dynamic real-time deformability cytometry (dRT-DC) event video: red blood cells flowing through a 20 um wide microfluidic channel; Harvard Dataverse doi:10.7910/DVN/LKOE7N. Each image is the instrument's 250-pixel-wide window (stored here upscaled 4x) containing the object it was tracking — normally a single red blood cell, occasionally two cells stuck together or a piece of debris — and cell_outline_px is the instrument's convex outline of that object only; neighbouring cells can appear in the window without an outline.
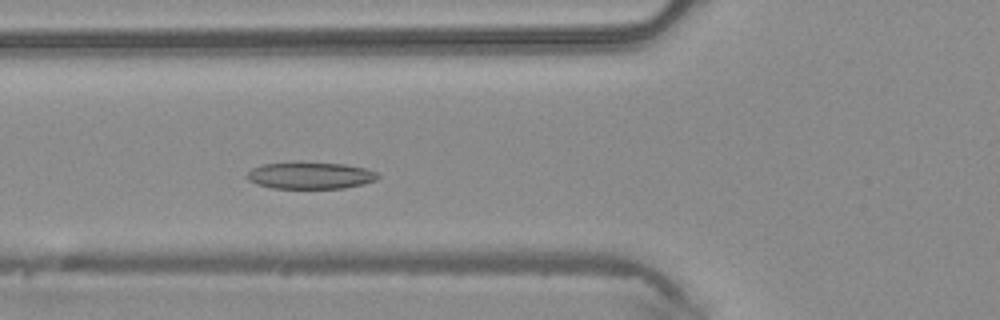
{"species": "common noctule bat (a hibernating species)", "species_latin": "Nyctalus noctula", "temperature_condition": "warm", "stored_images_in_passage": 44, "camera_frame_rate_fps": 3000, "um_per_image_px": 0.085, "animal": {"sex": "male", "body_mass_g": 20.4}, "frame": {"image": 1, "passage_image": 14, "time_ms": 4.333, "image_size_px": [1000, 320], "cell_outline_px": [[380, 176], [376, 180], [364, 184], [344, 188], [272, 188], [256, 184], [248, 180], [244, 176], [252, 168], [264, 164], [300, 160], [344, 164], [364, 168], [376, 172]], "centroid_in_image_um": [26.34, 14.89], "position_along_channel_um": 99.5, "area_um2": 21.04}}
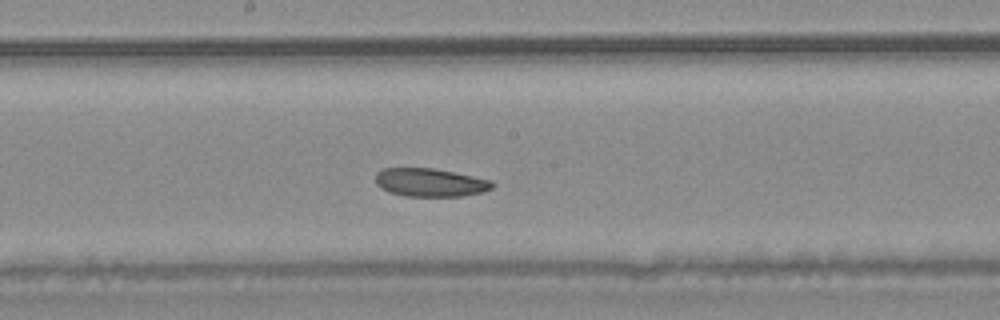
{"frame": {"image": 2, "passage_image": 22, "time_ms": 7.0, "image_size_px": [1000, 320], "cell_outline_px": [[496, 184], [492, 188], [484, 192], [460, 196], [408, 196], [392, 192], [380, 188], [376, 184], [376, 172], [384, 168], [432, 168], [492, 180]], "centroid_in_image_um": [36.58, 15.51], "position_along_channel_um": 211.6, "area_um2": 19.13}}
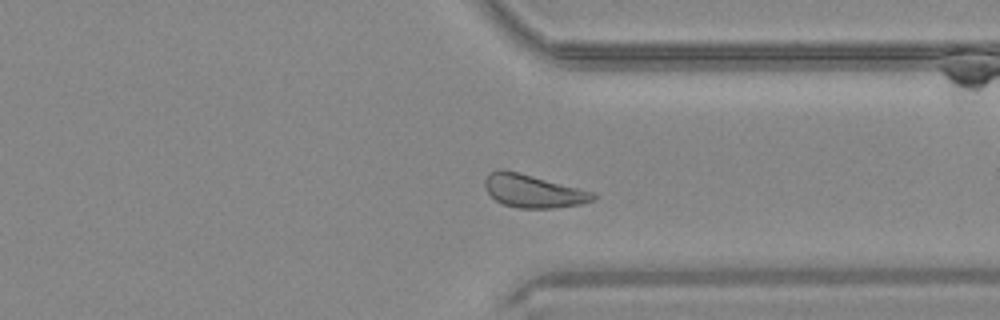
{"frame": {"image": 3, "passage_image": 33, "time_ms": 10.667, "image_size_px": [1000, 320], "cell_outline_px": [[596, 200], [580, 204], [556, 208], [520, 208], [504, 204], [496, 200], [488, 192], [484, 184], [484, 180], [496, 168], [504, 168], [592, 192], [596, 196]], "centroid_in_image_um": [45.3, 16.23], "position_along_channel_um": 366.1, "area_um2": 20.58}, "authors_computed_cell_mechanics": {"area_um2": 21.2415, "velocity_mm_per_s": 4.2001, "shape_relaxation_time_tau1_ms": 6.5451, "shape_relaxation_time_tau2_ms": 6.9725, "deformation_change_tau1": 0.098, "deformation_change_tau2": 0.1421}}